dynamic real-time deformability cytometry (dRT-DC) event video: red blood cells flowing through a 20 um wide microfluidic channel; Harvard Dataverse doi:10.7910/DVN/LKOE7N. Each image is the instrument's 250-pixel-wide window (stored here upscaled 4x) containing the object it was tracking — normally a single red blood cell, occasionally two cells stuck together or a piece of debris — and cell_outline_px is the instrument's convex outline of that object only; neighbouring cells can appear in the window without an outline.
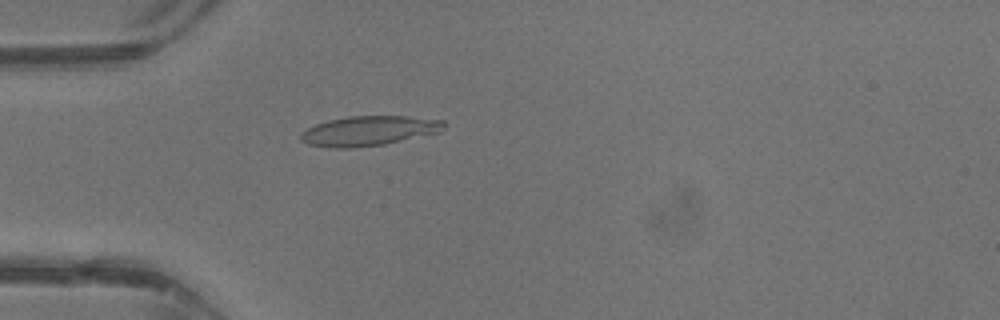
{"species": "common noctule bat (a hibernating species)", "species_latin": "Nyctalus noctula", "temperature_condition": "warm", "stored_images_in_passage": 44, "camera_frame_rate_fps": 3000, "um_per_image_px": 0.085, "animal": {"sex": "male", "body_mass_g": 13.3}, "frame": {"image": 1, "passage_image": 13, "time_ms": 4.0, "image_size_px": [1000, 320], "cell_outline_px": [[448, 124], [440, 132], [384, 144], [352, 148], [332, 148], [308, 144], [300, 140], [300, 132], [316, 124], [328, 120], [348, 116], [404, 116], [444, 120]], "centroid_in_image_um": [31.36, 11.12], "position_along_channel_um": 53.6, "area_um2": 24.91}}